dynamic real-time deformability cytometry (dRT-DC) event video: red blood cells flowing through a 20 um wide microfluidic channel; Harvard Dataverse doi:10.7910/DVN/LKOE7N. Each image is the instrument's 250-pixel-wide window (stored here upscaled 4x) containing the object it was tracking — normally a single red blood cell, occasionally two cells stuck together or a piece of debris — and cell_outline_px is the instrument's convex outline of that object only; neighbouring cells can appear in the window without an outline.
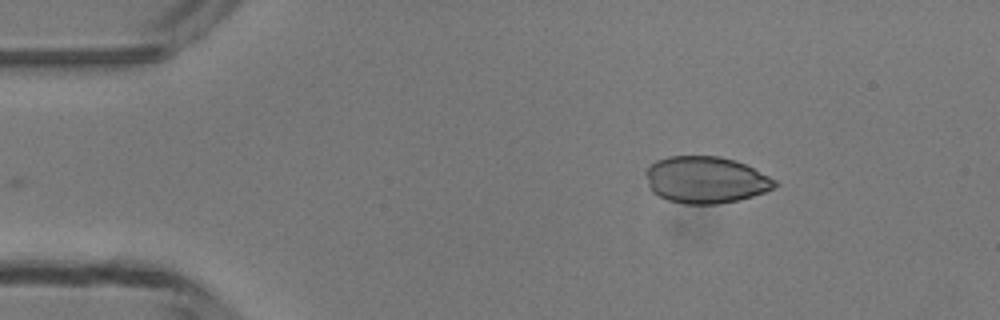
{"species": "common noctule bat (a hibernating species)", "species_latin": "Nyctalus noctula", "temperature_condition": "room temperature", "stored_images_in_passage": 9, "camera_frame_rate_fps": 3000, "um_per_image_px": 0.085, "animal": {"sex": "male", "body_mass_g": 13.3}, "frame": {"image": 1, "passage_image": 1, "time_ms": 0.0, "image_size_px": [1000, 320], "cell_outline_px": [[780, 184], [764, 192], [752, 196], [736, 200], [716, 204], [684, 204], [668, 200], [652, 192], [648, 184], [644, 172], [656, 160], [668, 156], [720, 156], [744, 164], [776, 180]], "centroid_in_image_um": [59.95, 15.29], "position_along_channel_um": 25.0, "area_um2": 34.91}}